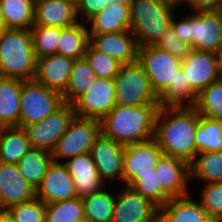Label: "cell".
Segmentation results:
<instances>
[{"label":"cell","mask_w":222,"mask_h":222,"mask_svg":"<svg viewBox=\"0 0 222 222\" xmlns=\"http://www.w3.org/2000/svg\"><path fill=\"white\" fill-rule=\"evenodd\" d=\"M198 123L199 114L194 106H160L154 138L164 155L190 164L198 153L194 140Z\"/></svg>","instance_id":"obj_1"},{"label":"cell","mask_w":222,"mask_h":222,"mask_svg":"<svg viewBox=\"0 0 222 222\" xmlns=\"http://www.w3.org/2000/svg\"><path fill=\"white\" fill-rule=\"evenodd\" d=\"M160 104L115 107L102 119L101 133L123 146L152 139Z\"/></svg>","instance_id":"obj_2"},{"label":"cell","mask_w":222,"mask_h":222,"mask_svg":"<svg viewBox=\"0 0 222 222\" xmlns=\"http://www.w3.org/2000/svg\"><path fill=\"white\" fill-rule=\"evenodd\" d=\"M36 58L30 29H4L0 32V77L33 80Z\"/></svg>","instance_id":"obj_3"},{"label":"cell","mask_w":222,"mask_h":222,"mask_svg":"<svg viewBox=\"0 0 222 222\" xmlns=\"http://www.w3.org/2000/svg\"><path fill=\"white\" fill-rule=\"evenodd\" d=\"M177 0H134L130 32L139 47L155 45L170 27Z\"/></svg>","instance_id":"obj_4"},{"label":"cell","mask_w":222,"mask_h":222,"mask_svg":"<svg viewBox=\"0 0 222 222\" xmlns=\"http://www.w3.org/2000/svg\"><path fill=\"white\" fill-rule=\"evenodd\" d=\"M182 20L172 17L176 35L197 51L216 53L222 46V19L217 10L195 11Z\"/></svg>","instance_id":"obj_5"},{"label":"cell","mask_w":222,"mask_h":222,"mask_svg":"<svg viewBox=\"0 0 222 222\" xmlns=\"http://www.w3.org/2000/svg\"><path fill=\"white\" fill-rule=\"evenodd\" d=\"M115 82V103L124 106L160 104L142 65L122 64Z\"/></svg>","instance_id":"obj_6"},{"label":"cell","mask_w":222,"mask_h":222,"mask_svg":"<svg viewBox=\"0 0 222 222\" xmlns=\"http://www.w3.org/2000/svg\"><path fill=\"white\" fill-rule=\"evenodd\" d=\"M138 62L159 100L175 85L177 71L182 66V60L155 45L139 47Z\"/></svg>","instance_id":"obj_7"},{"label":"cell","mask_w":222,"mask_h":222,"mask_svg":"<svg viewBox=\"0 0 222 222\" xmlns=\"http://www.w3.org/2000/svg\"><path fill=\"white\" fill-rule=\"evenodd\" d=\"M64 103L62 93L34 80L24 81L20 93L19 127L44 120Z\"/></svg>","instance_id":"obj_8"},{"label":"cell","mask_w":222,"mask_h":222,"mask_svg":"<svg viewBox=\"0 0 222 222\" xmlns=\"http://www.w3.org/2000/svg\"><path fill=\"white\" fill-rule=\"evenodd\" d=\"M101 134L100 120L75 116L66 132L56 142L51 151L53 162L60 163L65 159L90 153L96 138Z\"/></svg>","instance_id":"obj_9"},{"label":"cell","mask_w":222,"mask_h":222,"mask_svg":"<svg viewBox=\"0 0 222 222\" xmlns=\"http://www.w3.org/2000/svg\"><path fill=\"white\" fill-rule=\"evenodd\" d=\"M75 116L73 104L64 103L44 120L23 126L31 147L51 152Z\"/></svg>","instance_id":"obj_10"},{"label":"cell","mask_w":222,"mask_h":222,"mask_svg":"<svg viewBox=\"0 0 222 222\" xmlns=\"http://www.w3.org/2000/svg\"><path fill=\"white\" fill-rule=\"evenodd\" d=\"M114 79L97 77L92 86L74 103L75 115L102 120L115 107Z\"/></svg>","instance_id":"obj_11"},{"label":"cell","mask_w":222,"mask_h":222,"mask_svg":"<svg viewBox=\"0 0 222 222\" xmlns=\"http://www.w3.org/2000/svg\"><path fill=\"white\" fill-rule=\"evenodd\" d=\"M116 195L112 222H159V208L131 187Z\"/></svg>","instance_id":"obj_12"},{"label":"cell","mask_w":222,"mask_h":222,"mask_svg":"<svg viewBox=\"0 0 222 222\" xmlns=\"http://www.w3.org/2000/svg\"><path fill=\"white\" fill-rule=\"evenodd\" d=\"M164 153L156 139L137 142L124 147L123 182L126 185L134 175L152 174Z\"/></svg>","instance_id":"obj_13"},{"label":"cell","mask_w":222,"mask_h":222,"mask_svg":"<svg viewBox=\"0 0 222 222\" xmlns=\"http://www.w3.org/2000/svg\"><path fill=\"white\" fill-rule=\"evenodd\" d=\"M124 147L104 136L102 133L96 138L90 150V155L97 168L100 179L106 184L121 178L123 180Z\"/></svg>","instance_id":"obj_14"},{"label":"cell","mask_w":222,"mask_h":222,"mask_svg":"<svg viewBox=\"0 0 222 222\" xmlns=\"http://www.w3.org/2000/svg\"><path fill=\"white\" fill-rule=\"evenodd\" d=\"M182 70L186 73L191 88L199 94L211 83L221 77L217 55L210 51L192 49L190 54L182 60Z\"/></svg>","instance_id":"obj_15"},{"label":"cell","mask_w":222,"mask_h":222,"mask_svg":"<svg viewBox=\"0 0 222 222\" xmlns=\"http://www.w3.org/2000/svg\"><path fill=\"white\" fill-rule=\"evenodd\" d=\"M36 197L45 204L77 197L73 178L62 160L60 163H51L36 188Z\"/></svg>","instance_id":"obj_16"},{"label":"cell","mask_w":222,"mask_h":222,"mask_svg":"<svg viewBox=\"0 0 222 222\" xmlns=\"http://www.w3.org/2000/svg\"><path fill=\"white\" fill-rule=\"evenodd\" d=\"M36 197V189L20 174L17 164L0 162V209L24 203Z\"/></svg>","instance_id":"obj_17"},{"label":"cell","mask_w":222,"mask_h":222,"mask_svg":"<svg viewBox=\"0 0 222 222\" xmlns=\"http://www.w3.org/2000/svg\"><path fill=\"white\" fill-rule=\"evenodd\" d=\"M155 172L162 189L171 198L189 195L187 188V181L191 178L189 163L163 154L155 166Z\"/></svg>","instance_id":"obj_18"},{"label":"cell","mask_w":222,"mask_h":222,"mask_svg":"<svg viewBox=\"0 0 222 222\" xmlns=\"http://www.w3.org/2000/svg\"><path fill=\"white\" fill-rule=\"evenodd\" d=\"M89 35L90 44L96 50L106 53L121 64H130L138 61L139 46L130 30Z\"/></svg>","instance_id":"obj_19"},{"label":"cell","mask_w":222,"mask_h":222,"mask_svg":"<svg viewBox=\"0 0 222 222\" xmlns=\"http://www.w3.org/2000/svg\"><path fill=\"white\" fill-rule=\"evenodd\" d=\"M75 60L58 54L36 59L34 81L46 88L63 93L67 86Z\"/></svg>","instance_id":"obj_20"},{"label":"cell","mask_w":222,"mask_h":222,"mask_svg":"<svg viewBox=\"0 0 222 222\" xmlns=\"http://www.w3.org/2000/svg\"><path fill=\"white\" fill-rule=\"evenodd\" d=\"M77 6L71 0H35L34 25L66 28L78 23Z\"/></svg>","instance_id":"obj_21"},{"label":"cell","mask_w":222,"mask_h":222,"mask_svg":"<svg viewBox=\"0 0 222 222\" xmlns=\"http://www.w3.org/2000/svg\"><path fill=\"white\" fill-rule=\"evenodd\" d=\"M71 174L77 197L83 198L105 187L90 153L77 155L62 162Z\"/></svg>","instance_id":"obj_22"},{"label":"cell","mask_w":222,"mask_h":222,"mask_svg":"<svg viewBox=\"0 0 222 222\" xmlns=\"http://www.w3.org/2000/svg\"><path fill=\"white\" fill-rule=\"evenodd\" d=\"M89 34L116 33L130 30L131 6L113 2L88 21Z\"/></svg>","instance_id":"obj_23"},{"label":"cell","mask_w":222,"mask_h":222,"mask_svg":"<svg viewBox=\"0 0 222 222\" xmlns=\"http://www.w3.org/2000/svg\"><path fill=\"white\" fill-rule=\"evenodd\" d=\"M159 211V222H216L189 196L171 198Z\"/></svg>","instance_id":"obj_24"},{"label":"cell","mask_w":222,"mask_h":222,"mask_svg":"<svg viewBox=\"0 0 222 222\" xmlns=\"http://www.w3.org/2000/svg\"><path fill=\"white\" fill-rule=\"evenodd\" d=\"M23 82L20 79L0 77V124L3 127H19L20 93Z\"/></svg>","instance_id":"obj_25"},{"label":"cell","mask_w":222,"mask_h":222,"mask_svg":"<svg viewBox=\"0 0 222 222\" xmlns=\"http://www.w3.org/2000/svg\"><path fill=\"white\" fill-rule=\"evenodd\" d=\"M78 22L73 26L60 28V37L57 44L56 54L70 58H84L90 43V35L86 24Z\"/></svg>","instance_id":"obj_26"},{"label":"cell","mask_w":222,"mask_h":222,"mask_svg":"<svg viewBox=\"0 0 222 222\" xmlns=\"http://www.w3.org/2000/svg\"><path fill=\"white\" fill-rule=\"evenodd\" d=\"M52 162L51 152L31 147L17 163V167L24 179L36 189Z\"/></svg>","instance_id":"obj_27"},{"label":"cell","mask_w":222,"mask_h":222,"mask_svg":"<svg viewBox=\"0 0 222 222\" xmlns=\"http://www.w3.org/2000/svg\"><path fill=\"white\" fill-rule=\"evenodd\" d=\"M30 148L23 127H3L0 135V162L17 164Z\"/></svg>","instance_id":"obj_28"},{"label":"cell","mask_w":222,"mask_h":222,"mask_svg":"<svg viewBox=\"0 0 222 222\" xmlns=\"http://www.w3.org/2000/svg\"><path fill=\"white\" fill-rule=\"evenodd\" d=\"M6 29H31L35 0H0Z\"/></svg>","instance_id":"obj_29"},{"label":"cell","mask_w":222,"mask_h":222,"mask_svg":"<svg viewBox=\"0 0 222 222\" xmlns=\"http://www.w3.org/2000/svg\"><path fill=\"white\" fill-rule=\"evenodd\" d=\"M82 198L84 219L87 222H112L116 194L113 196L105 190Z\"/></svg>","instance_id":"obj_30"},{"label":"cell","mask_w":222,"mask_h":222,"mask_svg":"<svg viewBox=\"0 0 222 222\" xmlns=\"http://www.w3.org/2000/svg\"><path fill=\"white\" fill-rule=\"evenodd\" d=\"M95 73L85 58L76 59L66 90L62 93L65 103L73 104L96 80Z\"/></svg>","instance_id":"obj_31"},{"label":"cell","mask_w":222,"mask_h":222,"mask_svg":"<svg viewBox=\"0 0 222 222\" xmlns=\"http://www.w3.org/2000/svg\"><path fill=\"white\" fill-rule=\"evenodd\" d=\"M193 176L203 183L222 182V151L197 153L190 163V177Z\"/></svg>","instance_id":"obj_32"},{"label":"cell","mask_w":222,"mask_h":222,"mask_svg":"<svg viewBox=\"0 0 222 222\" xmlns=\"http://www.w3.org/2000/svg\"><path fill=\"white\" fill-rule=\"evenodd\" d=\"M194 140L198 153L222 151V122L199 115Z\"/></svg>","instance_id":"obj_33"},{"label":"cell","mask_w":222,"mask_h":222,"mask_svg":"<svg viewBox=\"0 0 222 222\" xmlns=\"http://www.w3.org/2000/svg\"><path fill=\"white\" fill-rule=\"evenodd\" d=\"M194 107L199 115L222 122V78L197 95Z\"/></svg>","instance_id":"obj_34"},{"label":"cell","mask_w":222,"mask_h":222,"mask_svg":"<svg viewBox=\"0 0 222 222\" xmlns=\"http://www.w3.org/2000/svg\"><path fill=\"white\" fill-rule=\"evenodd\" d=\"M125 186L131 187L135 192L154 203L159 209L171 199L158 182L155 170L152 174L134 175Z\"/></svg>","instance_id":"obj_35"},{"label":"cell","mask_w":222,"mask_h":222,"mask_svg":"<svg viewBox=\"0 0 222 222\" xmlns=\"http://www.w3.org/2000/svg\"><path fill=\"white\" fill-rule=\"evenodd\" d=\"M84 219L82 198L46 204L45 222H78Z\"/></svg>","instance_id":"obj_36"},{"label":"cell","mask_w":222,"mask_h":222,"mask_svg":"<svg viewBox=\"0 0 222 222\" xmlns=\"http://www.w3.org/2000/svg\"><path fill=\"white\" fill-rule=\"evenodd\" d=\"M197 95L181 68L177 71L175 85L159 100V103L160 106H195Z\"/></svg>","instance_id":"obj_37"},{"label":"cell","mask_w":222,"mask_h":222,"mask_svg":"<svg viewBox=\"0 0 222 222\" xmlns=\"http://www.w3.org/2000/svg\"><path fill=\"white\" fill-rule=\"evenodd\" d=\"M33 42V52L36 59L56 54L60 37L59 27L33 25L30 29Z\"/></svg>","instance_id":"obj_38"},{"label":"cell","mask_w":222,"mask_h":222,"mask_svg":"<svg viewBox=\"0 0 222 222\" xmlns=\"http://www.w3.org/2000/svg\"><path fill=\"white\" fill-rule=\"evenodd\" d=\"M84 58L99 78L114 79L122 66L118 60L96 50L90 43Z\"/></svg>","instance_id":"obj_39"},{"label":"cell","mask_w":222,"mask_h":222,"mask_svg":"<svg viewBox=\"0 0 222 222\" xmlns=\"http://www.w3.org/2000/svg\"><path fill=\"white\" fill-rule=\"evenodd\" d=\"M14 222H45L46 204L37 197L6 209Z\"/></svg>","instance_id":"obj_40"},{"label":"cell","mask_w":222,"mask_h":222,"mask_svg":"<svg viewBox=\"0 0 222 222\" xmlns=\"http://www.w3.org/2000/svg\"><path fill=\"white\" fill-rule=\"evenodd\" d=\"M200 204L216 222H222V182L205 183L202 187Z\"/></svg>","instance_id":"obj_41"},{"label":"cell","mask_w":222,"mask_h":222,"mask_svg":"<svg viewBox=\"0 0 222 222\" xmlns=\"http://www.w3.org/2000/svg\"><path fill=\"white\" fill-rule=\"evenodd\" d=\"M155 46L168 51L180 60H184L192 50L191 45L181 40L171 26L165 31Z\"/></svg>","instance_id":"obj_42"},{"label":"cell","mask_w":222,"mask_h":222,"mask_svg":"<svg viewBox=\"0 0 222 222\" xmlns=\"http://www.w3.org/2000/svg\"><path fill=\"white\" fill-rule=\"evenodd\" d=\"M77 15L85 16L87 22L106 7L105 0H77Z\"/></svg>","instance_id":"obj_43"},{"label":"cell","mask_w":222,"mask_h":222,"mask_svg":"<svg viewBox=\"0 0 222 222\" xmlns=\"http://www.w3.org/2000/svg\"><path fill=\"white\" fill-rule=\"evenodd\" d=\"M180 5L182 2H186L188 7H191L193 11H206L217 10L219 8L221 0H177Z\"/></svg>","instance_id":"obj_44"},{"label":"cell","mask_w":222,"mask_h":222,"mask_svg":"<svg viewBox=\"0 0 222 222\" xmlns=\"http://www.w3.org/2000/svg\"><path fill=\"white\" fill-rule=\"evenodd\" d=\"M0 222H14V220L7 210L0 209Z\"/></svg>","instance_id":"obj_45"},{"label":"cell","mask_w":222,"mask_h":222,"mask_svg":"<svg viewBox=\"0 0 222 222\" xmlns=\"http://www.w3.org/2000/svg\"><path fill=\"white\" fill-rule=\"evenodd\" d=\"M216 55H217V62H218L220 74L222 77V46L218 49V51L216 52Z\"/></svg>","instance_id":"obj_46"},{"label":"cell","mask_w":222,"mask_h":222,"mask_svg":"<svg viewBox=\"0 0 222 222\" xmlns=\"http://www.w3.org/2000/svg\"><path fill=\"white\" fill-rule=\"evenodd\" d=\"M133 1L134 0H105V4L108 5V4H111L113 2H118V3H122V4H125V5H128V6H131Z\"/></svg>","instance_id":"obj_47"},{"label":"cell","mask_w":222,"mask_h":222,"mask_svg":"<svg viewBox=\"0 0 222 222\" xmlns=\"http://www.w3.org/2000/svg\"><path fill=\"white\" fill-rule=\"evenodd\" d=\"M4 29H6V26L4 23V17L2 14V8H1V4H0V32L3 31Z\"/></svg>","instance_id":"obj_48"},{"label":"cell","mask_w":222,"mask_h":222,"mask_svg":"<svg viewBox=\"0 0 222 222\" xmlns=\"http://www.w3.org/2000/svg\"><path fill=\"white\" fill-rule=\"evenodd\" d=\"M217 11L219 12L220 17H221V19H222V0H221V2H220V5H219V8L217 9Z\"/></svg>","instance_id":"obj_49"},{"label":"cell","mask_w":222,"mask_h":222,"mask_svg":"<svg viewBox=\"0 0 222 222\" xmlns=\"http://www.w3.org/2000/svg\"><path fill=\"white\" fill-rule=\"evenodd\" d=\"M2 129H3V126L0 124V135H1Z\"/></svg>","instance_id":"obj_50"}]
</instances>
